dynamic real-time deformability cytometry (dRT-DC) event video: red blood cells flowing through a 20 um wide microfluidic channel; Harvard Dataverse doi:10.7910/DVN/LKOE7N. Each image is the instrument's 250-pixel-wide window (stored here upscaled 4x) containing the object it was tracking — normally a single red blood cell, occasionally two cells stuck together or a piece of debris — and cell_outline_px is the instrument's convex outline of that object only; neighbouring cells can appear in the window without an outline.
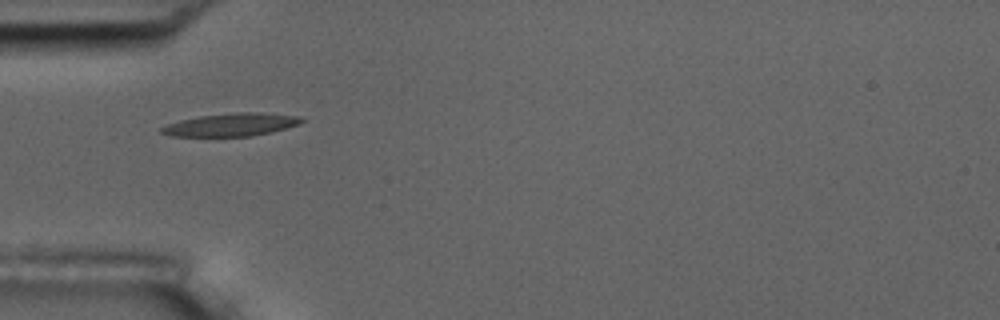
{"species": "common noctule bat (a hibernating species)", "species_latin": "Nyctalus noctula", "temperature_condition": "room temperature", "stored_images_in_passage": 3, "camera_frame_rate_fps": 3000, "um_per_image_px": 0.085, "animal": {"sex": "male", "body_mass_g": 17.5, "forearm_length_mm": 52.3}, "frame": {"image": 1, "passage_image": 1, "time_ms": 0.0, "image_size_px": [1000, 320], "cell_outline_px": [[304, 120], [300, 124], [252, 136], [172, 136], [160, 132], [160, 128], [168, 124], [180, 120], [200, 116], [236, 112], [256, 112], [300, 116]], "centroid_in_image_um": [19.64, 10.59], "position_along_channel_um": 65.4, "area_um2": 18.44}}